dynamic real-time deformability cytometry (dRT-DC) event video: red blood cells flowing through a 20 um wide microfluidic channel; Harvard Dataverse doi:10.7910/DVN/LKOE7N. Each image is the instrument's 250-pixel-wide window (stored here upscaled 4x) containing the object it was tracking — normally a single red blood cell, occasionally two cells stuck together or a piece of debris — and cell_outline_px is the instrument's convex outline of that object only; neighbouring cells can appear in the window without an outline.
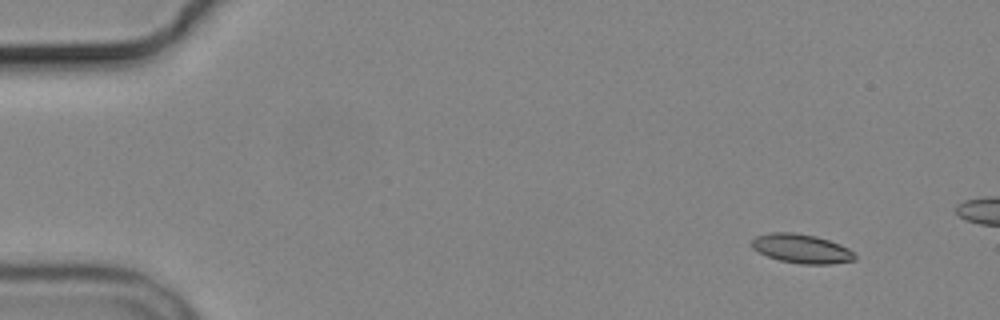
{"species": "common noctule bat (a hibernating species)", "species_latin": "Nyctalus noctula", "temperature_condition": "cold", "stored_images_in_passage": 4, "camera_frame_rate_fps": 3000, "um_per_image_px": 0.085, "animal": {"sex": "male", "body_mass_g": 19.2, "forearm_length_mm": 51.8}, "frame": {"image": 1, "passage_image": 1, "time_ms": 0.0, "image_size_px": [1000, 320], "cell_outline_px": [[856, 260], [832, 264], [800, 264], [780, 260], [768, 256], [752, 248], [752, 240], [756, 236], [768, 232], [792, 232], [816, 236], [840, 244], [848, 248], [856, 256]], "centroid_in_image_um": [68.14, 21.13], "position_along_channel_um": 16.9, "area_um2": 17.46}}